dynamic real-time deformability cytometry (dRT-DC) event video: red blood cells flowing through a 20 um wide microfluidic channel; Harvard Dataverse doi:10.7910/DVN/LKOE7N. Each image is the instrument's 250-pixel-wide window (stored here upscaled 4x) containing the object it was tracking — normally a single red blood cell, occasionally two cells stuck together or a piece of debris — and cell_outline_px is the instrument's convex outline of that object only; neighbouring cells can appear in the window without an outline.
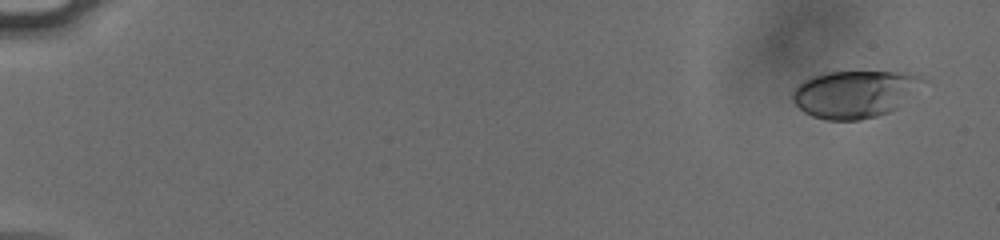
{"species": "human", "species_latin": "Homo sapiens", "temperature_condition": "cold", "stored_images_in_passage": 54, "camera_frame_rate_fps": 3000, "um_per_image_px": 0.085, "donor": {"sex": "male"}, "frame": {"image": 1, "passage_image": 1, "time_ms": 0.0, "image_size_px": [1000, 240], "cell_outline_px": [[928, 80], [896, 108], [888, 112], [876, 116], [860, 120], [828, 120], [812, 116], [804, 112], [792, 100], [792, 92], [796, 84], [812, 76], [828, 72], [916, 72], [928, 76]], "centroid_in_image_um": [72.69, 7.96], "position_along_channel_um": 12.3, "area_um2": 36.24}}
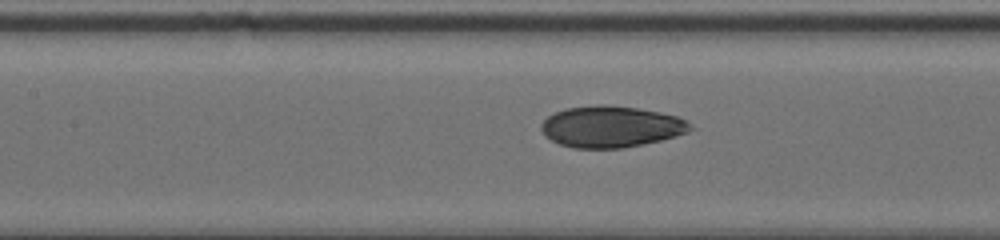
{"frame": {"image": 2, "passage_image": 26, "time_ms": 8.333, "image_size_px": [1000, 240], "cell_outline_px": [[696, 128], [688, 132], [676, 136], [644, 144], [624, 148], [572, 148], [560, 144], [544, 136], [540, 128], [540, 124], [548, 116], [564, 108], [600, 104], [608, 104], [636, 108], [660, 112], [676, 116], [688, 120]], "centroid_in_image_um": [51.95, 10.76], "position_along_channel_um": 155.4, "area_um2": 36.3}}
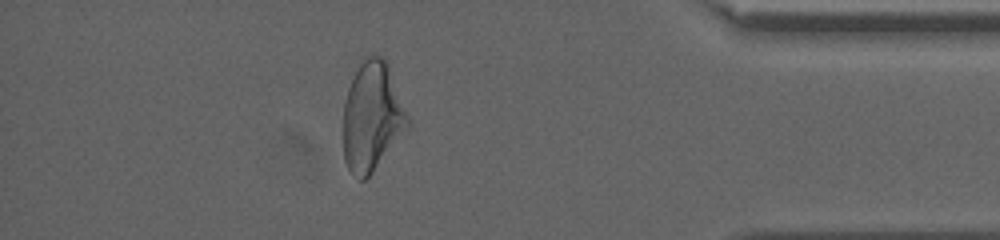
{"frame": {"image": 3, "passage_image": 48, "time_ms": 15.667, "image_size_px": [1000, 240], "cell_outline_px": [[408, 128], [372, 172], [364, 180], [360, 180], [348, 168], [344, 160], [344, 104], [348, 88], [364, 56], [368, 52], [372, 52], [384, 56], [388, 64], [408, 116]], "centroid_in_image_um": [31.62, 9.86], "position_along_channel_um": 403.6, "area_um2": 40.63}, "authors_computed_cell_mechanics": {"area_um2": 35.9516, "velocity_mm_per_s": 3.795, "shape_relaxation_time_tau1_ms": 10.6731, "shape_relaxation_time_tau2_ms": 1.4989, "deformation_change_tau1": 0.2125, "deformation_change_tau2": 0.0663}}